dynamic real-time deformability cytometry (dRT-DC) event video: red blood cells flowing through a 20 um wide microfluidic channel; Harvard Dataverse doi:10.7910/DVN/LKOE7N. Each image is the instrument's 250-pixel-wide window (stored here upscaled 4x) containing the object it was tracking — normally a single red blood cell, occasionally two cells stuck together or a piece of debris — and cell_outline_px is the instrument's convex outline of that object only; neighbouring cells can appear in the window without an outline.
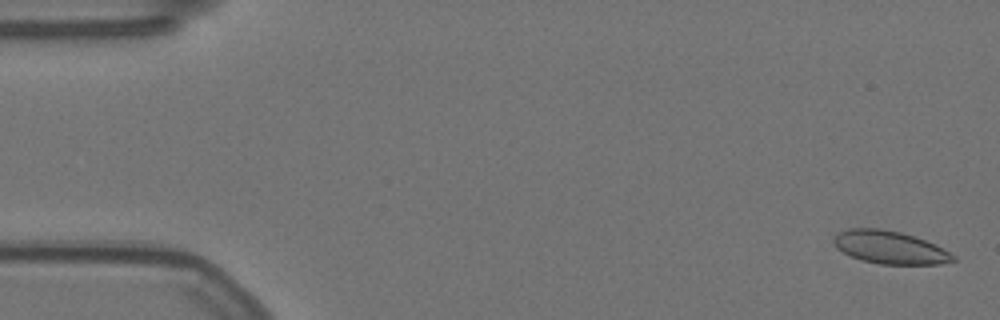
{"species": "Egyptian fruit bat (a non-hibernating species)", "species_latin": "Rousettus aegyptiacus", "temperature_condition": "warm", "stored_images_in_passage": 58, "camera_frame_rate_fps": 3000, "um_per_image_px": 0.085, "animal": {"sex": "female"}, "frame": {"image": 1, "passage_image": 2, "time_ms": 0.333, "image_size_px": [1000, 320], "cell_outline_px": [[956, 260], [940, 264], [880, 264], [860, 260], [836, 248], [832, 240], [840, 232], [848, 228], [880, 228], [900, 232], [924, 240], [956, 256]], "centroid_in_image_um": [75.6, 21.03], "position_along_channel_um": 9.4, "area_um2": 22.54}}
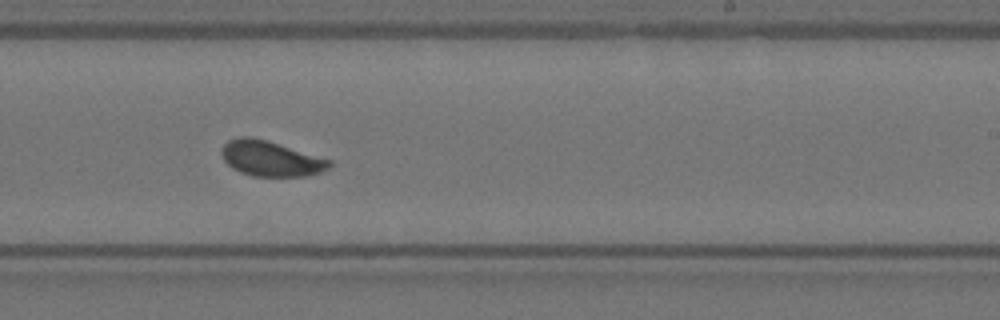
{"frame": {"image": 2, "passage_image": 35, "time_ms": 11.333, "image_size_px": [1000, 320], "cell_outline_px": [[332, 164], [328, 168], [320, 172], [304, 176], [252, 176], [240, 172], [232, 168], [224, 160], [220, 152], [224, 144], [228, 140], [240, 136], [252, 136], [268, 140], [332, 160]], "centroid_in_image_um": [22.99, 13.46], "position_along_channel_um": 266.0, "area_um2": 22.31}}
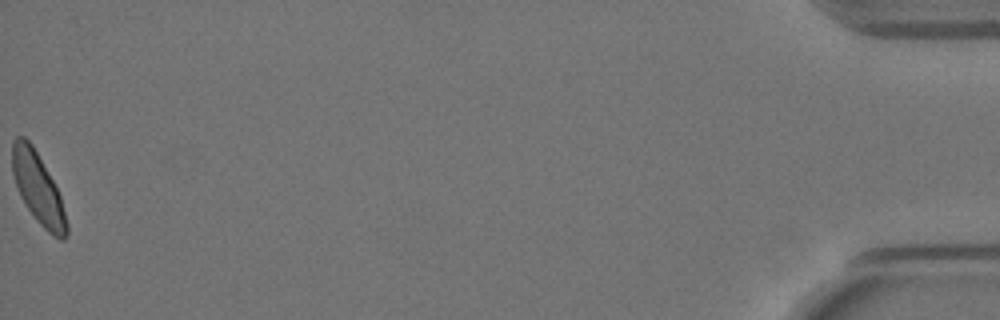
{"frame": {"image": 3, "passage_image": 58, "time_ms": 19.0, "image_size_px": [1000, 320], "cell_outline_px": [[68, 236], [64, 240], [60, 240], [52, 236], [36, 220], [20, 196], [12, 172], [12, 140], [16, 136], [24, 136], [32, 144], [52, 180], [60, 196], [68, 224]], "centroid_in_image_um": [3.23, 16.04], "position_along_channel_um": 432.0, "area_um2": 22.25}, "authors_computed_cell_mechanics": {"area_um2": 22.4553, "velocity_mm_per_s": 3.5114, "shape_relaxation_time_tau1_ms": 3.584, "shape_relaxation_time_tau2_ms": null, "deformation_change_tau1": 0.0926, "deformation_change_tau2": null}}